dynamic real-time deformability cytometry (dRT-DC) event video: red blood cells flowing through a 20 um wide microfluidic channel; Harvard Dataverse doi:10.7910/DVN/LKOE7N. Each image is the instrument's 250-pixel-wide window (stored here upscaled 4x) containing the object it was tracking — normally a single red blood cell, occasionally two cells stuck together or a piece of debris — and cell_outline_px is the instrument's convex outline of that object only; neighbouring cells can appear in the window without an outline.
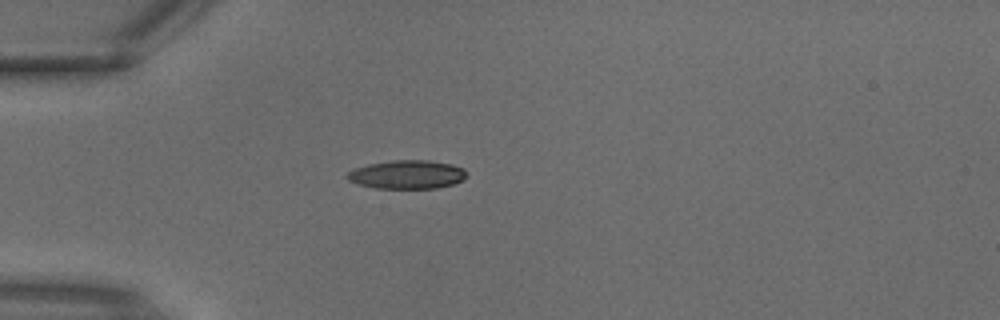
{"species": "common noctule bat (a hibernating species)", "species_latin": "Nyctalus noctula", "temperature_condition": "warm", "stored_images_in_passage": 1, "camera_frame_rate_fps": 3000, "um_per_image_px": 0.085, "animal": {"sex": "male", "body_mass_g": 18.8}, "frame": {"image": 1, "passage_image": 1, "time_ms": 0.0, "image_size_px": [1000, 320], "cell_outline_px": [[468, 176], [464, 180], [452, 184], [436, 188], [376, 188], [360, 184], [348, 180], [344, 176], [352, 168], [368, 164], [392, 160], [428, 160], [452, 164], [464, 168], [468, 172]], "centroid_in_image_um": [34.62, 14.82], "position_along_channel_um": 50.4, "area_um2": 20.11}}